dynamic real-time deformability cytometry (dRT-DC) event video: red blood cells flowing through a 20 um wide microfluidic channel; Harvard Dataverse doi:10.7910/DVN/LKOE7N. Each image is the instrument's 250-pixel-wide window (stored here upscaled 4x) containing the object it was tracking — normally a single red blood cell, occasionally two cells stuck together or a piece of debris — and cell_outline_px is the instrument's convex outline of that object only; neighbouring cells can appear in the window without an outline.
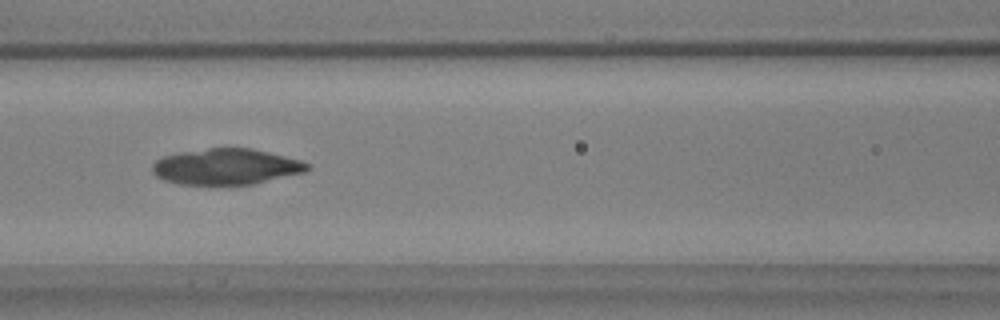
{"species": "common noctule bat (a hibernating species)", "species_latin": "Nyctalus noctula", "temperature_condition": "warm", "stored_images_in_passage": 47, "camera_frame_rate_fps": 3000, "um_per_image_px": 0.085, "animal": {"sex": "male", "body_mass_g": 17.9, "forearm_length_mm": 54.2}, "frame": {"image": 1, "passage_image": 22, "time_ms": 7.0, "image_size_px": [1000, 320], "cell_outline_px": [[312, 168], [304, 172], [252, 184], [180, 184], [164, 180], [156, 176], [152, 172], [152, 164], [156, 160], [164, 156], [180, 152], [208, 148], [252, 148], [300, 160], [308, 164]], "centroid_in_image_um": [19.2, 14.16], "position_along_channel_um": 147.4, "area_um2": 32.19}}
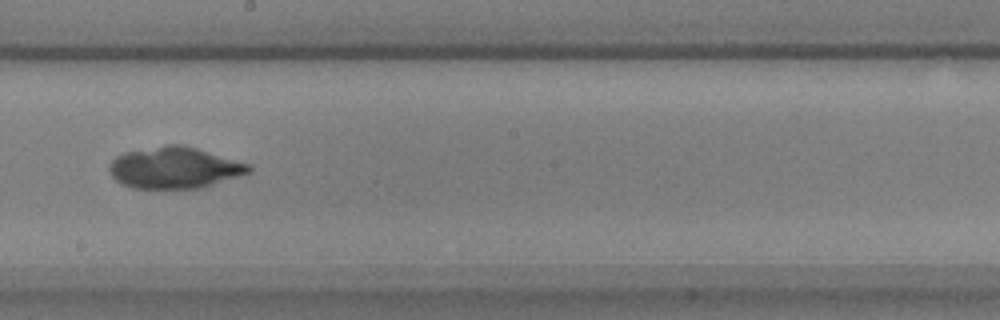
{"frame": {"image": 2, "passage_image": 29, "time_ms": 9.333, "image_size_px": [1000, 320], "cell_outline_px": [[252, 172], [200, 188], [132, 188], [120, 184], [112, 176], [108, 168], [112, 160], [116, 156], [124, 152], [168, 144], [180, 144], [196, 148], [252, 164]], "centroid_in_image_um": [14.84, 14.25], "position_along_channel_um": 233.4, "area_um2": 33.76}}
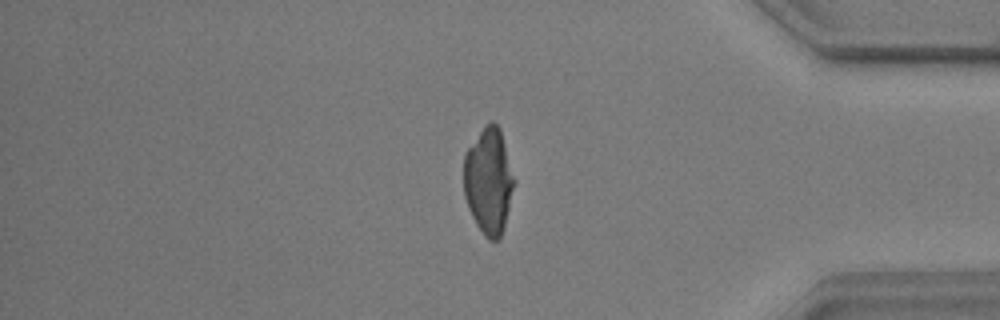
{"frame": {"image": 3, "passage_image": 44, "time_ms": 14.333, "image_size_px": [1000, 320], "cell_outline_px": [[516, 184], [504, 228], [500, 240], [488, 240], [484, 236], [476, 224], [468, 208], [464, 196], [464, 152], [484, 124], [492, 120], [500, 128], [516, 180]], "centroid_in_image_um": [41.55, 15.38], "position_along_channel_um": 393.7, "area_um2": 31.96}}